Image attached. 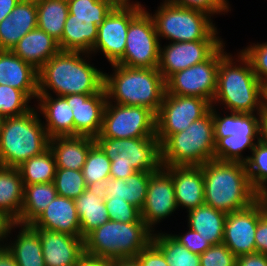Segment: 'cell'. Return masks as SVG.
Listing matches in <instances>:
<instances>
[{"label":"cell","instance_id":"cell-1","mask_svg":"<svg viewBox=\"0 0 267 266\" xmlns=\"http://www.w3.org/2000/svg\"><path fill=\"white\" fill-rule=\"evenodd\" d=\"M84 54L90 58V53L62 50L51 57L38 70V94H48V89L56 96L100 92L104 73L85 61Z\"/></svg>","mask_w":267,"mask_h":266},{"label":"cell","instance_id":"cell-2","mask_svg":"<svg viewBox=\"0 0 267 266\" xmlns=\"http://www.w3.org/2000/svg\"><path fill=\"white\" fill-rule=\"evenodd\" d=\"M201 167L206 205L228 214L249 207L261 197L250 183L245 163L213 159Z\"/></svg>","mask_w":267,"mask_h":266},{"label":"cell","instance_id":"cell-3","mask_svg":"<svg viewBox=\"0 0 267 266\" xmlns=\"http://www.w3.org/2000/svg\"><path fill=\"white\" fill-rule=\"evenodd\" d=\"M238 53L240 65L228 53L220 59L211 106L222 102L230 112L254 114L257 111L259 114L262 111V83L253 72L249 59L242 51Z\"/></svg>","mask_w":267,"mask_h":266},{"label":"cell","instance_id":"cell-4","mask_svg":"<svg viewBox=\"0 0 267 266\" xmlns=\"http://www.w3.org/2000/svg\"><path fill=\"white\" fill-rule=\"evenodd\" d=\"M114 73H104L107 100L125 106H144L158 113L166 93V80L158 68H132L111 64Z\"/></svg>","mask_w":267,"mask_h":266},{"label":"cell","instance_id":"cell-5","mask_svg":"<svg viewBox=\"0 0 267 266\" xmlns=\"http://www.w3.org/2000/svg\"><path fill=\"white\" fill-rule=\"evenodd\" d=\"M34 107L20 116L5 117L0 133V165L18 167L49 148L50 137Z\"/></svg>","mask_w":267,"mask_h":266},{"label":"cell","instance_id":"cell-6","mask_svg":"<svg viewBox=\"0 0 267 266\" xmlns=\"http://www.w3.org/2000/svg\"><path fill=\"white\" fill-rule=\"evenodd\" d=\"M153 232L143 219L134 223L109 220L83 238L84 252L109 260L135 257L152 241Z\"/></svg>","mask_w":267,"mask_h":266},{"label":"cell","instance_id":"cell-7","mask_svg":"<svg viewBox=\"0 0 267 266\" xmlns=\"http://www.w3.org/2000/svg\"><path fill=\"white\" fill-rule=\"evenodd\" d=\"M213 106L200 119L161 145L162 166H202L214 159Z\"/></svg>","mask_w":267,"mask_h":266},{"label":"cell","instance_id":"cell-8","mask_svg":"<svg viewBox=\"0 0 267 266\" xmlns=\"http://www.w3.org/2000/svg\"><path fill=\"white\" fill-rule=\"evenodd\" d=\"M94 139L111 160V178L126 180L136 171L155 172L162 167L161 145L156 137Z\"/></svg>","mask_w":267,"mask_h":266},{"label":"cell","instance_id":"cell-9","mask_svg":"<svg viewBox=\"0 0 267 266\" xmlns=\"http://www.w3.org/2000/svg\"><path fill=\"white\" fill-rule=\"evenodd\" d=\"M152 17L160 40L166 38L173 42L222 40L211 15L198 9L178 6L167 2L160 4Z\"/></svg>","mask_w":267,"mask_h":266},{"label":"cell","instance_id":"cell-10","mask_svg":"<svg viewBox=\"0 0 267 266\" xmlns=\"http://www.w3.org/2000/svg\"><path fill=\"white\" fill-rule=\"evenodd\" d=\"M156 137V114L144 106H125L107 100L101 133L95 138Z\"/></svg>","mask_w":267,"mask_h":266},{"label":"cell","instance_id":"cell-11","mask_svg":"<svg viewBox=\"0 0 267 266\" xmlns=\"http://www.w3.org/2000/svg\"><path fill=\"white\" fill-rule=\"evenodd\" d=\"M160 41L153 19L143 9L130 23L124 55L115 63L132 68H158Z\"/></svg>","mask_w":267,"mask_h":266},{"label":"cell","instance_id":"cell-12","mask_svg":"<svg viewBox=\"0 0 267 266\" xmlns=\"http://www.w3.org/2000/svg\"><path fill=\"white\" fill-rule=\"evenodd\" d=\"M222 44L207 60L180 70L166 80V92L172 95L197 96L211 105L217 87L220 59L226 54Z\"/></svg>","mask_w":267,"mask_h":266},{"label":"cell","instance_id":"cell-13","mask_svg":"<svg viewBox=\"0 0 267 266\" xmlns=\"http://www.w3.org/2000/svg\"><path fill=\"white\" fill-rule=\"evenodd\" d=\"M211 104L197 96L172 95L167 92L156 114V138L162 145L172 134L187 129L202 118Z\"/></svg>","mask_w":267,"mask_h":266},{"label":"cell","instance_id":"cell-14","mask_svg":"<svg viewBox=\"0 0 267 266\" xmlns=\"http://www.w3.org/2000/svg\"><path fill=\"white\" fill-rule=\"evenodd\" d=\"M142 6H115L98 26L91 54L100 50L111 64H115L124 55L129 23L144 9Z\"/></svg>","mask_w":267,"mask_h":266},{"label":"cell","instance_id":"cell-15","mask_svg":"<svg viewBox=\"0 0 267 266\" xmlns=\"http://www.w3.org/2000/svg\"><path fill=\"white\" fill-rule=\"evenodd\" d=\"M223 43V40H198L172 42L164 47L160 44L158 70L167 80L175 72L207 60Z\"/></svg>","mask_w":267,"mask_h":266},{"label":"cell","instance_id":"cell-16","mask_svg":"<svg viewBox=\"0 0 267 266\" xmlns=\"http://www.w3.org/2000/svg\"><path fill=\"white\" fill-rule=\"evenodd\" d=\"M177 208L173 179L161 167L149 179L145 202L140 210L141 218L152 230L155 224L169 217Z\"/></svg>","mask_w":267,"mask_h":266},{"label":"cell","instance_id":"cell-17","mask_svg":"<svg viewBox=\"0 0 267 266\" xmlns=\"http://www.w3.org/2000/svg\"><path fill=\"white\" fill-rule=\"evenodd\" d=\"M259 220V199L249 207L228 213L223 244L237 257L256 253L255 233Z\"/></svg>","mask_w":267,"mask_h":266},{"label":"cell","instance_id":"cell-18","mask_svg":"<svg viewBox=\"0 0 267 266\" xmlns=\"http://www.w3.org/2000/svg\"><path fill=\"white\" fill-rule=\"evenodd\" d=\"M63 97L73 111L74 136H98L107 103L105 88L96 94H71Z\"/></svg>","mask_w":267,"mask_h":266},{"label":"cell","instance_id":"cell-19","mask_svg":"<svg viewBox=\"0 0 267 266\" xmlns=\"http://www.w3.org/2000/svg\"><path fill=\"white\" fill-rule=\"evenodd\" d=\"M39 235L45 266H75L84 252V239L66 233L34 228Z\"/></svg>","mask_w":267,"mask_h":266},{"label":"cell","instance_id":"cell-20","mask_svg":"<svg viewBox=\"0 0 267 266\" xmlns=\"http://www.w3.org/2000/svg\"><path fill=\"white\" fill-rule=\"evenodd\" d=\"M172 177L178 207L188 210L204 205V177L201 166H162Z\"/></svg>","mask_w":267,"mask_h":266},{"label":"cell","instance_id":"cell-21","mask_svg":"<svg viewBox=\"0 0 267 266\" xmlns=\"http://www.w3.org/2000/svg\"><path fill=\"white\" fill-rule=\"evenodd\" d=\"M33 228L81 236L80 221L74 199L57 195L30 224Z\"/></svg>","mask_w":267,"mask_h":266},{"label":"cell","instance_id":"cell-22","mask_svg":"<svg viewBox=\"0 0 267 266\" xmlns=\"http://www.w3.org/2000/svg\"><path fill=\"white\" fill-rule=\"evenodd\" d=\"M0 84L23 91L30 99L38 97V70L11 50H0Z\"/></svg>","mask_w":267,"mask_h":266},{"label":"cell","instance_id":"cell-23","mask_svg":"<svg viewBox=\"0 0 267 266\" xmlns=\"http://www.w3.org/2000/svg\"><path fill=\"white\" fill-rule=\"evenodd\" d=\"M35 28L36 0H20L10 16L0 22V50H12L24 35Z\"/></svg>","mask_w":267,"mask_h":266},{"label":"cell","instance_id":"cell-24","mask_svg":"<svg viewBox=\"0 0 267 266\" xmlns=\"http://www.w3.org/2000/svg\"><path fill=\"white\" fill-rule=\"evenodd\" d=\"M38 107L46 119L44 128L50 138L74 136V119L71 106L63 96L52 97L51 93L38 94Z\"/></svg>","mask_w":267,"mask_h":266},{"label":"cell","instance_id":"cell-25","mask_svg":"<svg viewBox=\"0 0 267 266\" xmlns=\"http://www.w3.org/2000/svg\"><path fill=\"white\" fill-rule=\"evenodd\" d=\"M11 51L39 70L60 48L58 41L37 27L24 35Z\"/></svg>","mask_w":267,"mask_h":266},{"label":"cell","instance_id":"cell-26","mask_svg":"<svg viewBox=\"0 0 267 266\" xmlns=\"http://www.w3.org/2000/svg\"><path fill=\"white\" fill-rule=\"evenodd\" d=\"M95 139L90 136H57L50 138L57 168L82 170Z\"/></svg>","mask_w":267,"mask_h":266},{"label":"cell","instance_id":"cell-27","mask_svg":"<svg viewBox=\"0 0 267 266\" xmlns=\"http://www.w3.org/2000/svg\"><path fill=\"white\" fill-rule=\"evenodd\" d=\"M104 19H72L68 13L62 38L58 41L62 51L90 53L97 39L98 26Z\"/></svg>","mask_w":267,"mask_h":266},{"label":"cell","instance_id":"cell-28","mask_svg":"<svg viewBox=\"0 0 267 266\" xmlns=\"http://www.w3.org/2000/svg\"><path fill=\"white\" fill-rule=\"evenodd\" d=\"M188 211V227L195 230L211 245L223 243L227 214L206 204Z\"/></svg>","mask_w":267,"mask_h":266},{"label":"cell","instance_id":"cell-29","mask_svg":"<svg viewBox=\"0 0 267 266\" xmlns=\"http://www.w3.org/2000/svg\"><path fill=\"white\" fill-rule=\"evenodd\" d=\"M231 114L220 117L213 105L214 138H257L259 140V114Z\"/></svg>","mask_w":267,"mask_h":266},{"label":"cell","instance_id":"cell-30","mask_svg":"<svg viewBox=\"0 0 267 266\" xmlns=\"http://www.w3.org/2000/svg\"><path fill=\"white\" fill-rule=\"evenodd\" d=\"M24 185L17 167L0 165V211L15 222L20 218Z\"/></svg>","mask_w":267,"mask_h":266},{"label":"cell","instance_id":"cell-31","mask_svg":"<svg viewBox=\"0 0 267 266\" xmlns=\"http://www.w3.org/2000/svg\"><path fill=\"white\" fill-rule=\"evenodd\" d=\"M21 230L14 243L6 249L16 260L18 266H45L42 244L38 232L31 225L18 224Z\"/></svg>","mask_w":267,"mask_h":266},{"label":"cell","instance_id":"cell-32","mask_svg":"<svg viewBox=\"0 0 267 266\" xmlns=\"http://www.w3.org/2000/svg\"><path fill=\"white\" fill-rule=\"evenodd\" d=\"M56 196L53 182L24 185L22 209L16 223L30 225Z\"/></svg>","mask_w":267,"mask_h":266},{"label":"cell","instance_id":"cell-33","mask_svg":"<svg viewBox=\"0 0 267 266\" xmlns=\"http://www.w3.org/2000/svg\"><path fill=\"white\" fill-rule=\"evenodd\" d=\"M74 202L80 221L82 238L109 221L104 200L95 196L87 188L78 198L74 199Z\"/></svg>","mask_w":267,"mask_h":266},{"label":"cell","instance_id":"cell-34","mask_svg":"<svg viewBox=\"0 0 267 266\" xmlns=\"http://www.w3.org/2000/svg\"><path fill=\"white\" fill-rule=\"evenodd\" d=\"M36 6L37 27L59 41L69 13L67 0H36Z\"/></svg>","mask_w":267,"mask_h":266},{"label":"cell","instance_id":"cell-35","mask_svg":"<svg viewBox=\"0 0 267 266\" xmlns=\"http://www.w3.org/2000/svg\"><path fill=\"white\" fill-rule=\"evenodd\" d=\"M23 180V185L50 183L56 174L55 157L50 147L17 167Z\"/></svg>","mask_w":267,"mask_h":266},{"label":"cell","instance_id":"cell-36","mask_svg":"<svg viewBox=\"0 0 267 266\" xmlns=\"http://www.w3.org/2000/svg\"><path fill=\"white\" fill-rule=\"evenodd\" d=\"M152 242L163 252L169 266H200V256L186 249L171 234L153 233Z\"/></svg>","mask_w":267,"mask_h":266},{"label":"cell","instance_id":"cell-37","mask_svg":"<svg viewBox=\"0 0 267 266\" xmlns=\"http://www.w3.org/2000/svg\"><path fill=\"white\" fill-rule=\"evenodd\" d=\"M252 155L246 156V171L252 187L261 195L267 193V144L257 140Z\"/></svg>","mask_w":267,"mask_h":266},{"label":"cell","instance_id":"cell-38","mask_svg":"<svg viewBox=\"0 0 267 266\" xmlns=\"http://www.w3.org/2000/svg\"><path fill=\"white\" fill-rule=\"evenodd\" d=\"M256 138H215L214 159L219 161L243 162L247 157L242 156V151L254 148Z\"/></svg>","mask_w":267,"mask_h":266},{"label":"cell","instance_id":"cell-39","mask_svg":"<svg viewBox=\"0 0 267 266\" xmlns=\"http://www.w3.org/2000/svg\"><path fill=\"white\" fill-rule=\"evenodd\" d=\"M111 160L95 143L89 150L86 162L82 168V174L86 185L99 182L110 177Z\"/></svg>","mask_w":267,"mask_h":266},{"label":"cell","instance_id":"cell-40","mask_svg":"<svg viewBox=\"0 0 267 266\" xmlns=\"http://www.w3.org/2000/svg\"><path fill=\"white\" fill-rule=\"evenodd\" d=\"M30 98L21 90L0 84V116H20L32 109Z\"/></svg>","mask_w":267,"mask_h":266},{"label":"cell","instance_id":"cell-41","mask_svg":"<svg viewBox=\"0 0 267 266\" xmlns=\"http://www.w3.org/2000/svg\"><path fill=\"white\" fill-rule=\"evenodd\" d=\"M57 195L76 199L87 188L81 170L57 168L53 181Z\"/></svg>","mask_w":267,"mask_h":266},{"label":"cell","instance_id":"cell-42","mask_svg":"<svg viewBox=\"0 0 267 266\" xmlns=\"http://www.w3.org/2000/svg\"><path fill=\"white\" fill-rule=\"evenodd\" d=\"M72 19H105L115 7L108 0H67Z\"/></svg>","mask_w":267,"mask_h":266},{"label":"cell","instance_id":"cell-43","mask_svg":"<svg viewBox=\"0 0 267 266\" xmlns=\"http://www.w3.org/2000/svg\"><path fill=\"white\" fill-rule=\"evenodd\" d=\"M153 172L136 171L125 180V201L139 210L144 205L149 179Z\"/></svg>","mask_w":267,"mask_h":266},{"label":"cell","instance_id":"cell-44","mask_svg":"<svg viewBox=\"0 0 267 266\" xmlns=\"http://www.w3.org/2000/svg\"><path fill=\"white\" fill-rule=\"evenodd\" d=\"M104 202L108 211L109 220L134 223L142 219L141 211L124 199H105Z\"/></svg>","mask_w":267,"mask_h":266},{"label":"cell","instance_id":"cell-45","mask_svg":"<svg viewBox=\"0 0 267 266\" xmlns=\"http://www.w3.org/2000/svg\"><path fill=\"white\" fill-rule=\"evenodd\" d=\"M200 256V266H236V256L225 244L212 245Z\"/></svg>","mask_w":267,"mask_h":266},{"label":"cell","instance_id":"cell-46","mask_svg":"<svg viewBox=\"0 0 267 266\" xmlns=\"http://www.w3.org/2000/svg\"><path fill=\"white\" fill-rule=\"evenodd\" d=\"M242 53L251 62L253 72L261 83L267 82V42L250 45Z\"/></svg>","mask_w":267,"mask_h":266},{"label":"cell","instance_id":"cell-47","mask_svg":"<svg viewBox=\"0 0 267 266\" xmlns=\"http://www.w3.org/2000/svg\"><path fill=\"white\" fill-rule=\"evenodd\" d=\"M169 3L187 7L191 9H198L209 15L220 14L229 11V3L227 0H166Z\"/></svg>","mask_w":267,"mask_h":266},{"label":"cell","instance_id":"cell-48","mask_svg":"<svg viewBox=\"0 0 267 266\" xmlns=\"http://www.w3.org/2000/svg\"><path fill=\"white\" fill-rule=\"evenodd\" d=\"M256 253L267 255V203L259 198V220L255 233Z\"/></svg>","mask_w":267,"mask_h":266},{"label":"cell","instance_id":"cell-49","mask_svg":"<svg viewBox=\"0 0 267 266\" xmlns=\"http://www.w3.org/2000/svg\"><path fill=\"white\" fill-rule=\"evenodd\" d=\"M176 241L182 244L186 249L192 253L201 255L212 245L201 237L195 230L190 229L183 235H171Z\"/></svg>","mask_w":267,"mask_h":266},{"label":"cell","instance_id":"cell-50","mask_svg":"<svg viewBox=\"0 0 267 266\" xmlns=\"http://www.w3.org/2000/svg\"><path fill=\"white\" fill-rule=\"evenodd\" d=\"M135 258L140 266H169L163 252L152 241Z\"/></svg>","mask_w":267,"mask_h":266},{"label":"cell","instance_id":"cell-51","mask_svg":"<svg viewBox=\"0 0 267 266\" xmlns=\"http://www.w3.org/2000/svg\"><path fill=\"white\" fill-rule=\"evenodd\" d=\"M106 199H124L126 198L125 192V180L123 179H115V178H107L106 185Z\"/></svg>","mask_w":267,"mask_h":266},{"label":"cell","instance_id":"cell-52","mask_svg":"<svg viewBox=\"0 0 267 266\" xmlns=\"http://www.w3.org/2000/svg\"><path fill=\"white\" fill-rule=\"evenodd\" d=\"M236 266H267V255L253 253L237 256Z\"/></svg>","mask_w":267,"mask_h":266},{"label":"cell","instance_id":"cell-53","mask_svg":"<svg viewBox=\"0 0 267 266\" xmlns=\"http://www.w3.org/2000/svg\"><path fill=\"white\" fill-rule=\"evenodd\" d=\"M16 226H18V223H16L6 213L0 211V241H5L4 239H7V236L9 237L11 230L14 229V227L16 228ZM1 248H6V244H1L0 249Z\"/></svg>","mask_w":267,"mask_h":266},{"label":"cell","instance_id":"cell-54","mask_svg":"<svg viewBox=\"0 0 267 266\" xmlns=\"http://www.w3.org/2000/svg\"><path fill=\"white\" fill-rule=\"evenodd\" d=\"M75 266H110V260L84 253Z\"/></svg>","mask_w":267,"mask_h":266},{"label":"cell","instance_id":"cell-55","mask_svg":"<svg viewBox=\"0 0 267 266\" xmlns=\"http://www.w3.org/2000/svg\"><path fill=\"white\" fill-rule=\"evenodd\" d=\"M106 185H107V178L100 180L99 182L89 184L87 186V189L90 192H92L95 196L99 197L102 200H105L107 198Z\"/></svg>","mask_w":267,"mask_h":266},{"label":"cell","instance_id":"cell-56","mask_svg":"<svg viewBox=\"0 0 267 266\" xmlns=\"http://www.w3.org/2000/svg\"><path fill=\"white\" fill-rule=\"evenodd\" d=\"M20 0H0V22L10 16L12 10Z\"/></svg>","mask_w":267,"mask_h":266},{"label":"cell","instance_id":"cell-57","mask_svg":"<svg viewBox=\"0 0 267 266\" xmlns=\"http://www.w3.org/2000/svg\"><path fill=\"white\" fill-rule=\"evenodd\" d=\"M259 140L267 144V111L259 113Z\"/></svg>","mask_w":267,"mask_h":266},{"label":"cell","instance_id":"cell-58","mask_svg":"<svg viewBox=\"0 0 267 266\" xmlns=\"http://www.w3.org/2000/svg\"><path fill=\"white\" fill-rule=\"evenodd\" d=\"M0 266H18L16 260L6 248L0 249Z\"/></svg>","mask_w":267,"mask_h":266},{"label":"cell","instance_id":"cell-59","mask_svg":"<svg viewBox=\"0 0 267 266\" xmlns=\"http://www.w3.org/2000/svg\"><path fill=\"white\" fill-rule=\"evenodd\" d=\"M110 266H140L135 257L110 260Z\"/></svg>","mask_w":267,"mask_h":266},{"label":"cell","instance_id":"cell-60","mask_svg":"<svg viewBox=\"0 0 267 266\" xmlns=\"http://www.w3.org/2000/svg\"><path fill=\"white\" fill-rule=\"evenodd\" d=\"M262 111H267V82L262 83Z\"/></svg>","mask_w":267,"mask_h":266},{"label":"cell","instance_id":"cell-61","mask_svg":"<svg viewBox=\"0 0 267 266\" xmlns=\"http://www.w3.org/2000/svg\"><path fill=\"white\" fill-rule=\"evenodd\" d=\"M110 1L114 6H132L140 4L139 2H130L131 0H108Z\"/></svg>","mask_w":267,"mask_h":266},{"label":"cell","instance_id":"cell-62","mask_svg":"<svg viewBox=\"0 0 267 266\" xmlns=\"http://www.w3.org/2000/svg\"><path fill=\"white\" fill-rule=\"evenodd\" d=\"M3 119L4 118L0 116V133H1V125H2Z\"/></svg>","mask_w":267,"mask_h":266},{"label":"cell","instance_id":"cell-63","mask_svg":"<svg viewBox=\"0 0 267 266\" xmlns=\"http://www.w3.org/2000/svg\"><path fill=\"white\" fill-rule=\"evenodd\" d=\"M263 198L265 199V201L267 203V193L263 195Z\"/></svg>","mask_w":267,"mask_h":266}]
</instances>
